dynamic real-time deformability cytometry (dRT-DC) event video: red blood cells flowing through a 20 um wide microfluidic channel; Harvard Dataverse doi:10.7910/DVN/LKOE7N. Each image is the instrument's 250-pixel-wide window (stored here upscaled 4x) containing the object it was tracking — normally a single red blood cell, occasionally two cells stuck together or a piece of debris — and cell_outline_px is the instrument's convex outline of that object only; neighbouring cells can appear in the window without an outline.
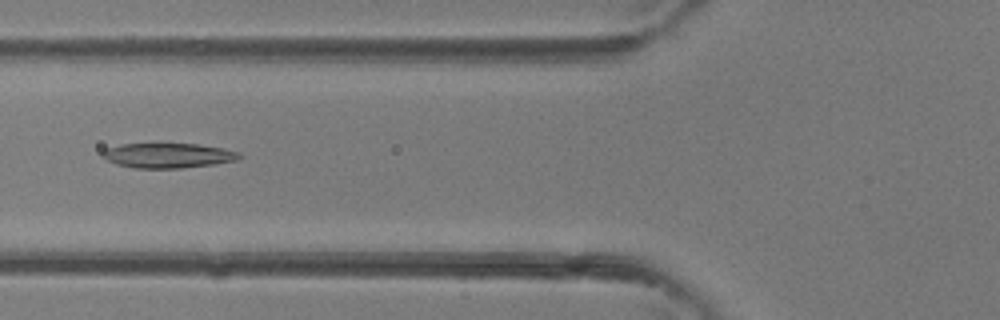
{"species": "common noctule bat (a hibernating species)", "species_latin": "Nyctalus noctula", "temperature_condition": "room temperature", "stored_images_in_passage": 39, "camera_frame_rate_fps": 3000, "um_per_image_px": 0.085, "animal": {"sex": "female"}, "frame": {"image": 1, "passage_image": 15, "time_ms": 4.667, "image_size_px": [1000, 320], "cell_outline_px": [[244, 156], [236, 160], [216, 164], [180, 168], [136, 168], [116, 164], [100, 156], [100, 152], [104, 148], [120, 144], [196, 144], [224, 148], [240, 152]], "centroid_in_image_um": [14.27, 13.21], "position_along_channel_um": 111.5, "area_um2": 20.0}}
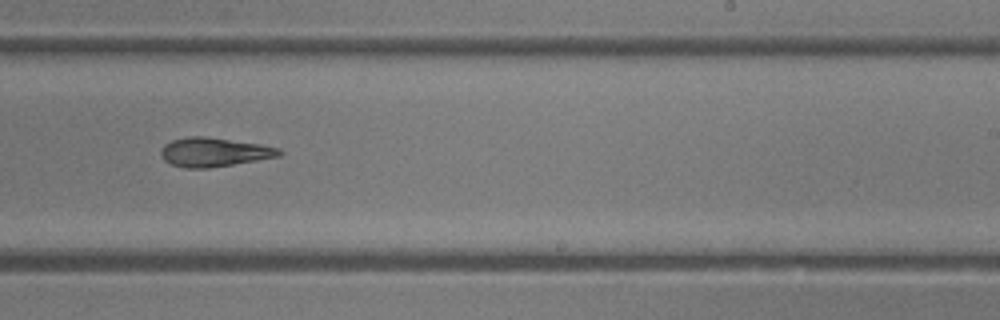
{"frame": {"image": 2, "passage_image": 24, "time_ms": 7.667, "image_size_px": [1000, 320], "cell_outline_px": [[284, 152], [280, 156], [208, 168], [184, 168], [172, 164], [164, 160], [160, 156], [160, 148], [164, 144], [172, 140], [188, 136], [204, 136], [256, 144], [280, 148]], "centroid_in_image_um": [18.14, 12.93], "position_along_channel_um": 270.9, "area_um2": 19.83}}
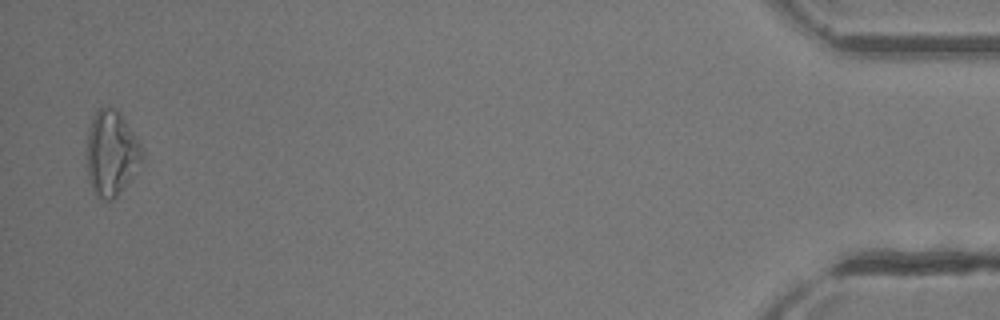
{"frame": {"image": 3, "passage_image": 38, "time_ms": 12.333, "image_size_px": [1000, 320], "cell_outline_px": [[144, 160], [124, 188], [112, 200], [104, 200], [96, 196], [92, 188], [88, 176], [88, 132], [92, 116], [96, 108], [116, 108], [124, 116], [140, 144], [144, 152]], "centroid_in_image_um": [9.5, 13.01], "position_along_channel_um": 425.7, "area_um2": 27.57}}